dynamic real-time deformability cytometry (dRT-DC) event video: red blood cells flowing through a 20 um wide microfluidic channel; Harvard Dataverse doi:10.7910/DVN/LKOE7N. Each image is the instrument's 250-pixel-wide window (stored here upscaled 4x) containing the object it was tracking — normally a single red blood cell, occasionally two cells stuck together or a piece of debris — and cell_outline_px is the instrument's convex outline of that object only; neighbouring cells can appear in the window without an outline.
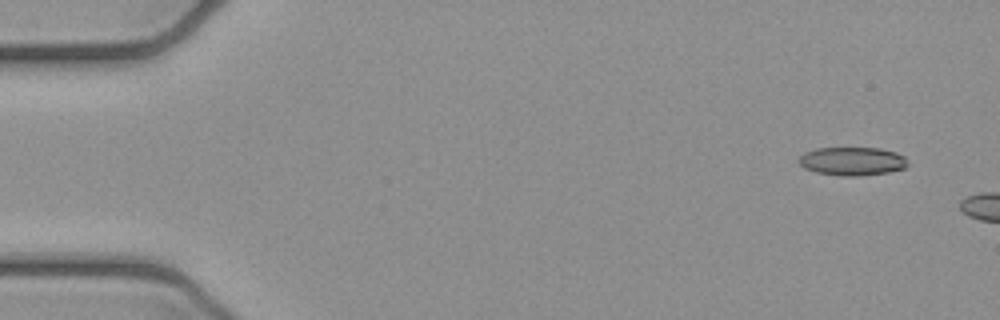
{"species": "common noctule bat (a hibernating species)", "species_latin": "Nyctalus noctula", "temperature_condition": "cold", "stored_images_in_passage": 4, "segment_of_instrument_passage": [2, 2], "camera_frame_rate_fps": 3000, "um_per_image_px": 0.085, "animal": {"sex": "female", "body_mass_g": 21.9}, "frame": {"image": 1, "passage_image": 4, "time_ms": 1.0, "image_size_px": [1000, 320], "cell_outline_px": [[908, 164], [904, 168], [888, 172], [860, 176], [840, 176], [816, 172], [804, 168], [796, 160], [804, 152], [816, 148], [880, 148], [896, 152], [904, 156]], "centroid_in_image_um": [72.41, 13.7], "position_along_channel_um": 12.6, "area_um2": 18.15}}